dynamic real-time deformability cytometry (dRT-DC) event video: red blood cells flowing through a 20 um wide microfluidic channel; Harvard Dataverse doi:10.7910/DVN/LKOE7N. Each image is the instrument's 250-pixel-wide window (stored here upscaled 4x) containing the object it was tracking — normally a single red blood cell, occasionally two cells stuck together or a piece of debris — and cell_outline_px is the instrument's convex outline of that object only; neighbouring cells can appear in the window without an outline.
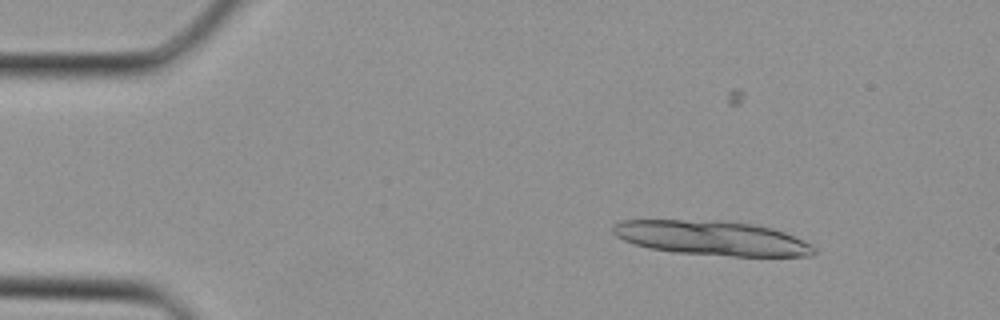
{"species": "Egyptian fruit bat (a non-hibernating species)", "species_latin": "Rousettus aegyptiacus", "temperature_condition": "cold", "stored_images_in_passage": 36, "camera_frame_rate_fps": 3000, "um_per_image_px": 0.085, "animal": {"sex": "female"}, "frame": {"image": 1, "passage_image": 4, "time_ms": 1.0, "image_size_px": [1000, 320], "cell_outline_px": [[816, 252], [812, 256], [732, 256], [676, 252], [648, 248], [624, 240], [616, 236], [612, 232], [612, 224], [620, 220], [720, 220], [752, 224], [772, 228], [784, 232], [812, 244], [816, 248]], "centroid_in_image_um": [60.51, 20.23], "position_along_channel_um": 24.5, "area_um2": 40.52}}
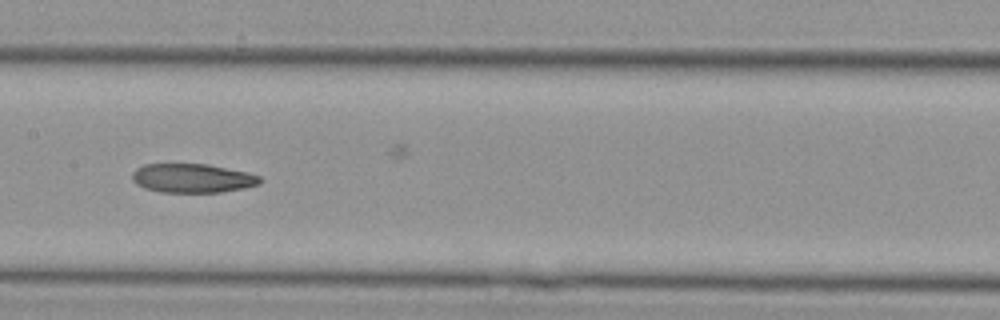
{"frame": {"image": 2, "passage_image": 18, "time_ms": 5.667, "image_size_px": [1000, 320], "cell_outline_px": [[260, 184], [244, 188], [220, 192], [160, 192], [144, 188], [136, 184], [132, 180], [132, 172], [136, 168], [144, 164], [208, 164], [248, 172], [260, 176]], "centroid_in_image_um": [16.33, 15.14], "position_along_channel_um": 191.1, "area_um2": 21.68}}
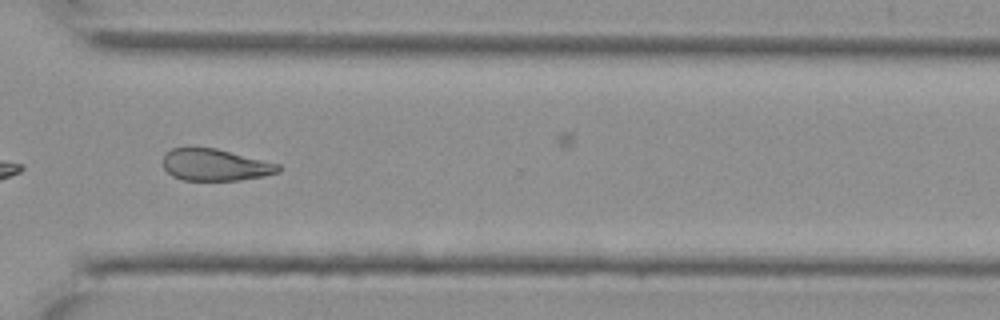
{"frame": {"image": 3, "passage_image": 27, "time_ms": 8.667, "image_size_px": [1000, 320], "cell_outline_px": [[280, 172], [264, 176], [240, 180], [184, 180], [172, 176], [164, 168], [164, 156], [172, 148], [216, 148], [280, 164]], "centroid_in_image_um": [18.32, 14.02], "position_along_channel_um": 352.3, "area_um2": 21.21}}